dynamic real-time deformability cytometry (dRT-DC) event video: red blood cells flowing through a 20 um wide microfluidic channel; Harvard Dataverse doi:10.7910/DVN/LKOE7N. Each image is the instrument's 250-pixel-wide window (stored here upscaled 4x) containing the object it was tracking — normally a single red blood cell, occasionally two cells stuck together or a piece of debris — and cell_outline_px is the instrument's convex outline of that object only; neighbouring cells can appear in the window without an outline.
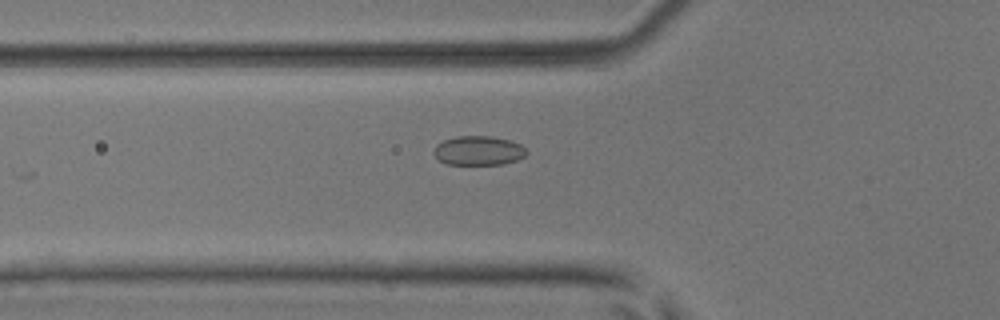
{"species": "common noctule bat (a hibernating species)", "species_latin": "Nyctalus noctula", "temperature_condition": "room temperature", "stored_images_in_passage": 15, "camera_frame_rate_fps": 3000, "um_per_image_px": 0.085, "animal": {"sex": "male", "body_mass_g": 17.9, "forearm_length_mm": 54.2}, "frame": {"image": 1, "passage_image": 7, "time_ms": 2.0, "image_size_px": [1000, 320], "cell_outline_px": [[528, 152], [524, 156], [516, 160], [504, 164], [448, 164], [440, 160], [432, 152], [436, 144], [444, 140], [456, 136], [492, 136], [508, 140], [520, 144]], "centroid_in_image_um": [40.66, 12.79], "position_along_channel_um": 85.1, "area_um2": 15.72}}